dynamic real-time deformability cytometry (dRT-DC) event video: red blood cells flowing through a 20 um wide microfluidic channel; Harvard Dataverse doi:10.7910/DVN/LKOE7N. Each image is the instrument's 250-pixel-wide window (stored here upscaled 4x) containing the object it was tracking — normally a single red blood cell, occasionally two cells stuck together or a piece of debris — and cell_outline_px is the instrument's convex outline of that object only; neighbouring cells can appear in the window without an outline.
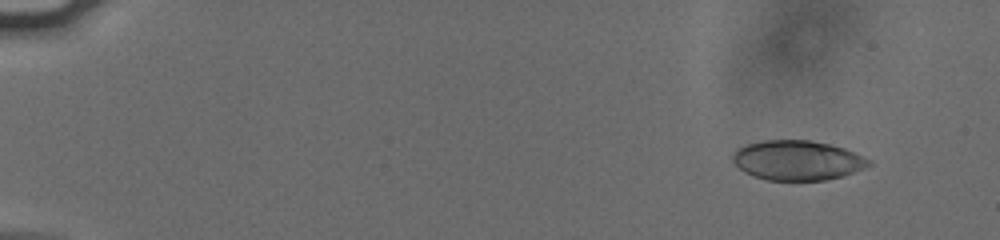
{"species": "human", "species_latin": "Homo sapiens", "temperature_condition": "cold", "stored_images_in_passage": 51, "camera_frame_rate_fps": 3000, "um_per_image_px": 0.085, "donor": {"sex": "male"}, "frame": {"image": 1, "passage_image": 1, "time_ms": 0.0, "image_size_px": [1000, 240], "cell_outline_px": [[872, 164], [864, 168], [844, 176], [828, 180], [768, 180], [752, 176], [744, 172], [732, 160], [732, 156], [740, 148], [748, 144], [764, 140], [808, 140], [828, 144], [844, 148], [872, 160]], "centroid_in_image_um": [67.81, 13.64], "position_along_channel_um": 17.2, "area_um2": 31.39}}
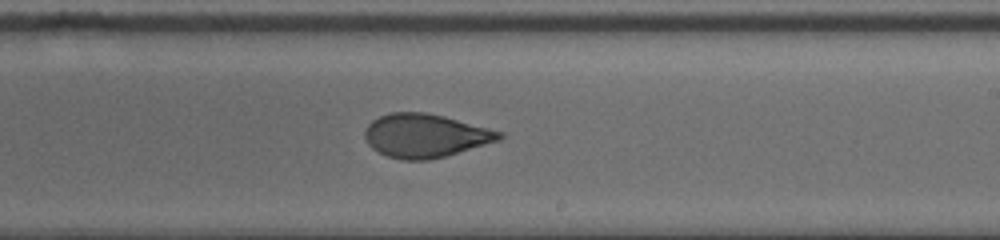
{"frame": {"image": 2, "passage_image": 31, "time_ms": 10.0, "image_size_px": [1000, 240], "cell_outline_px": [[504, 136], [500, 140], [444, 156], [428, 160], [404, 160], [388, 156], [372, 148], [368, 144], [364, 136], [364, 132], [368, 124], [372, 120], [388, 112], [424, 112], [444, 116], [504, 132]], "centroid_in_image_um": [36.14, 11.52], "position_along_channel_um": 252.9, "area_um2": 33.99}}
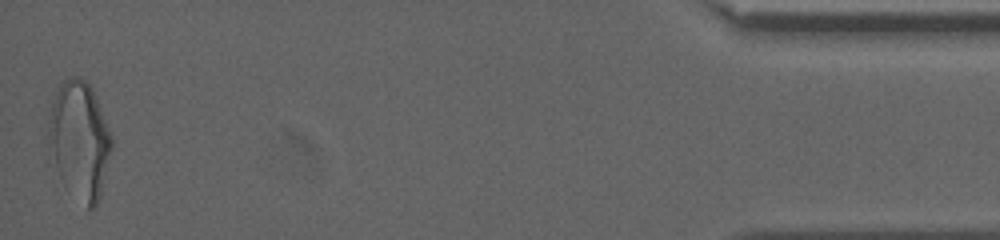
{"frame": {"image": 3, "passage_image": 51, "time_ms": 16.667, "image_size_px": [1000, 240], "cell_outline_px": [[112, 148], [100, 196], [96, 204], [92, 208], [88, 208], [60, 176], [48, 160], [44, 136], [52, 100], [60, 84], [68, 76], [80, 76], [92, 88], [96, 96], [112, 136]], "centroid_in_image_um": [6.69, 11.83], "position_along_channel_um": 428.5, "area_um2": 43.81}, "authors_computed_cell_mechanics": {"area_um2": 33.9864, "velocity_mm_per_s": 3.8087, "shape_relaxation_time_tau1_ms": 8.0293, "shape_relaxation_time_tau2_ms": 1.3451, "deformation_change_tau1": 0.2042, "deformation_change_tau2": 0.0739}}